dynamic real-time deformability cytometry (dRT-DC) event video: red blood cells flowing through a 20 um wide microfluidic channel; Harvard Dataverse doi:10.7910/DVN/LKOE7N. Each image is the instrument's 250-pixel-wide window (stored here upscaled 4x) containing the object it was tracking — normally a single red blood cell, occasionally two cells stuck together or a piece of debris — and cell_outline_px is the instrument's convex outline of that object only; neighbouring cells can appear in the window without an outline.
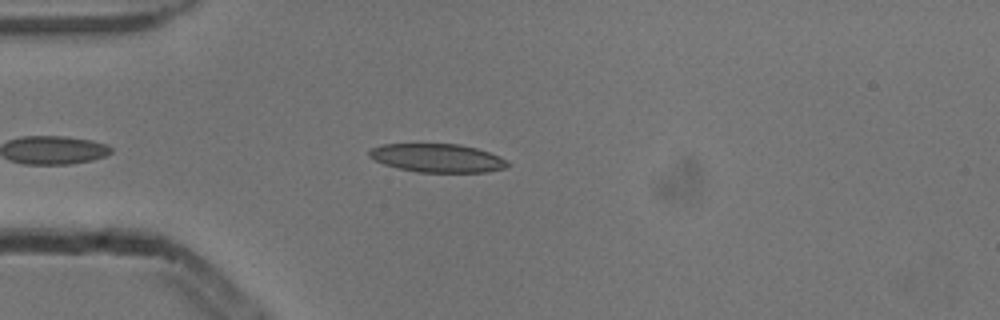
{"species": "common noctule bat (a hibernating species)", "species_latin": "Nyctalus noctula", "temperature_condition": "cold", "stored_images_in_passage": 5, "camera_frame_rate_fps": 3000, "um_per_image_px": 0.085, "animal": {"sex": "male", "body_mass_g": 13.3}, "frame": {"image": 1, "passage_image": 5, "time_ms": 1.333, "image_size_px": [1000, 320], "cell_outline_px": [[512, 164], [504, 168], [488, 172], [416, 172], [384, 164], [368, 156], [368, 152], [372, 148], [384, 144], [460, 144], [476, 148], [500, 156], [508, 160]], "centroid_in_image_um": [37.23, 13.43], "position_along_channel_um": 47.8, "area_um2": 22.95}}